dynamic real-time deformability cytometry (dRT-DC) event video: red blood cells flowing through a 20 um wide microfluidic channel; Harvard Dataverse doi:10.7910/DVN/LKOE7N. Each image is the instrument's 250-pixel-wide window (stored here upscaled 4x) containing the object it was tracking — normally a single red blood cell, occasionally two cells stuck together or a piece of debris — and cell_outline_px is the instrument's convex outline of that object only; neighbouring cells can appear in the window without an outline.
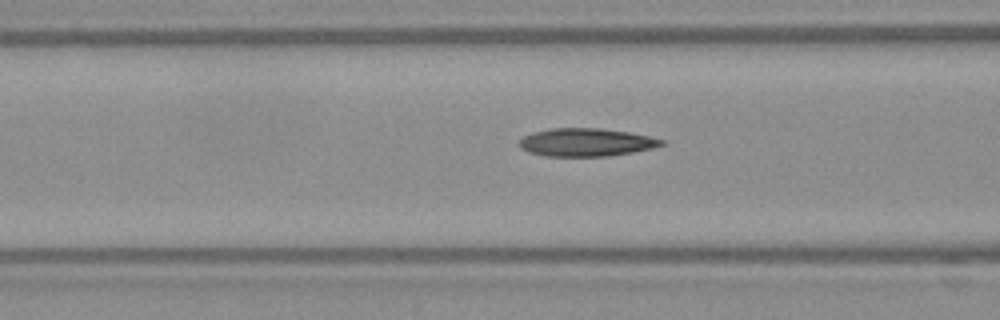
{"species": "Egyptian fruit bat (a non-hibernating species)", "species_latin": "Rousettus aegyptiacus", "temperature_condition": "warm", "stored_images_in_passage": 16, "camera_frame_rate_fps": 3000, "um_per_image_px": 0.085, "frame": {"image": 1, "passage_image": 4, "time_ms": 1.0, "image_size_px": [1000, 320], "cell_outline_px": [[668, 144], [652, 148], [632, 152], [608, 156], [544, 156], [528, 152], [520, 148], [520, 140], [524, 136], [532, 132], [552, 128], [600, 128], [628, 132], [668, 140]], "centroid_in_image_um": [49.86, 12.09], "position_along_channel_um": 116.7, "area_um2": 23.35}}
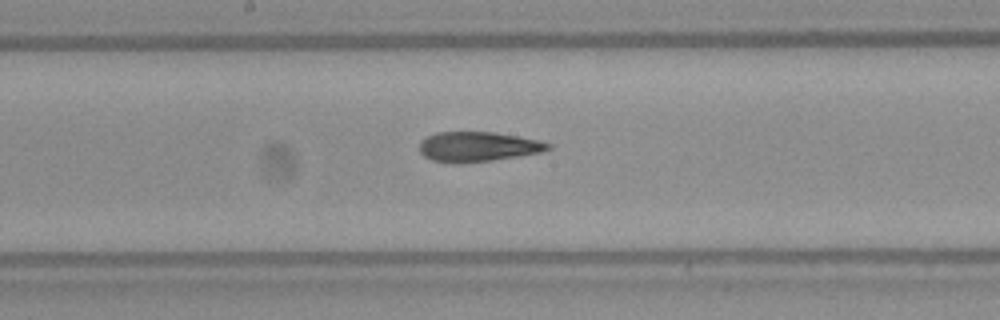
{"frame": {"image": 2, "passage_image": 11, "time_ms": 3.333, "image_size_px": [1000, 320], "cell_outline_px": [[552, 148], [540, 152], [492, 160], [432, 160], [424, 156], [420, 152], [420, 140], [436, 132], [496, 132], [540, 140], [552, 144]], "centroid_in_image_um": [40.67, 12.41], "position_along_channel_um": 207.5, "area_um2": 21.56}}
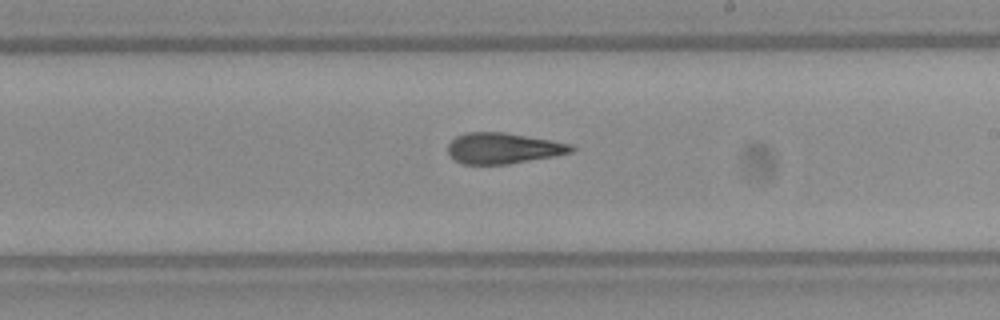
{"frame": {"image": 3, "passage_image": 14, "time_ms": 4.333, "image_size_px": [1000, 320], "cell_outline_px": [[576, 148], [572, 152], [552, 156], [508, 164], [464, 164], [452, 160], [448, 152], [448, 144], [456, 136], [468, 132], [504, 132], [552, 140], [572, 144]], "centroid_in_image_um": [42.75, 12.6], "position_along_channel_um": 246.2, "area_um2": 22.2}}